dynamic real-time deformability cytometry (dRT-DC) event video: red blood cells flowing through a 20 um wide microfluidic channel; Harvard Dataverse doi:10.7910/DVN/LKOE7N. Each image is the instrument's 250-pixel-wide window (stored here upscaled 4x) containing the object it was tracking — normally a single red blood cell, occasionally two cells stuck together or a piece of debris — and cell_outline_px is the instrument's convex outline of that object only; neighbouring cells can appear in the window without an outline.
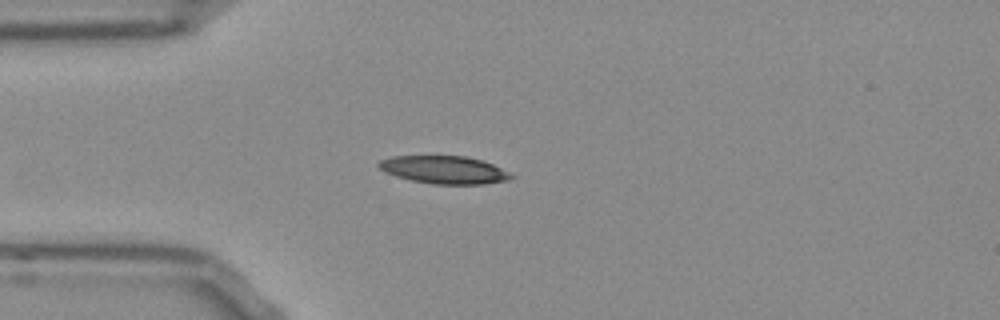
{"species": "Egyptian fruit bat (a non-hibernating species)", "species_latin": "Rousettus aegyptiacus", "temperature_condition": "room temperature", "stored_images_in_passage": 47, "camera_frame_rate_fps": 3000, "um_per_image_px": 0.085, "frame": {"image": 1, "passage_image": 8, "time_ms": 2.333, "image_size_px": [1000, 320], "cell_outline_px": [[516, 176], [508, 180], [484, 184], [432, 184], [412, 180], [396, 176], [384, 172], [376, 164], [380, 160], [392, 156], [464, 156], [480, 160], [492, 164]], "centroid_in_image_um": [37.73, 14.43], "position_along_channel_um": 47.3, "area_um2": 21.33}}
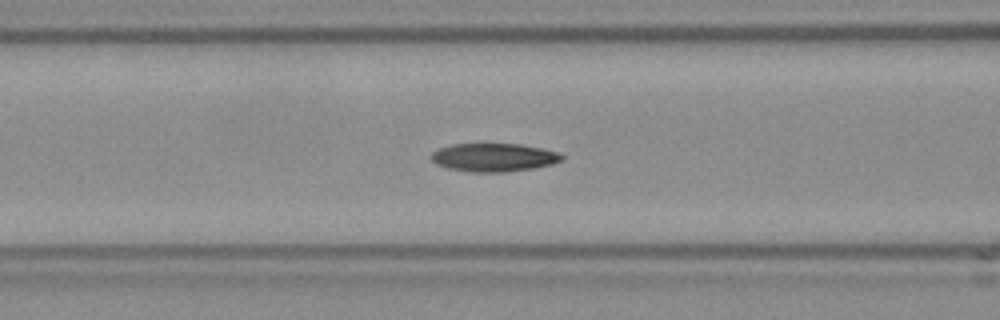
{"frame": {"image": 2, "passage_image": 15, "time_ms": 4.667, "image_size_px": [1000, 320], "cell_outline_px": [[564, 160], [552, 164], [532, 168], [504, 172], [472, 172], [448, 168], [436, 164], [432, 160], [432, 152], [440, 148], [452, 144], [520, 144], [560, 152], [564, 156]], "centroid_in_image_um": [42.0, 13.38], "position_along_channel_um": 124.6, "area_um2": 21.44}}
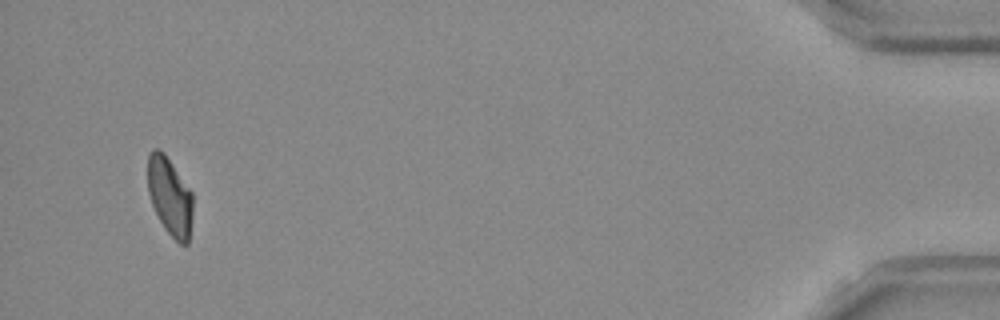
{"frame": {"image": 3, "passage_image": 45, "time_ms": 14.667, "image_size_px": [1000, 320], "cell_outline_px": [[192, 216], [188, 244], [180, 244], [164, 228], [152, 204], [148, 192], [148, 156], [152, 148], [160, 148], [164, 152], [192, 192]], "centroid_in_image_um": [14.43, 16.66], "position_along_channel_um": 420.8, "area_um2": 20.4}, "authors_computed_cell_mechanics": {"area_um2": 21.3282, "velocity_mm_per_s": 3.8029, "shape_relaxation_time_tau1_ms": 8.2301, "shape_relaxation_time_tau2_ms": 3.1352, "deformation_change_tau1": 0.1883, "deformation_change_tau2": 0.0805}}